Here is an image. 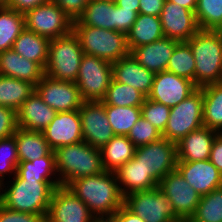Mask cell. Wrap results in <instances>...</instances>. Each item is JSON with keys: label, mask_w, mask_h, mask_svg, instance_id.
Returning <instances> with one entry per match:
<instances>
[{"label": "cell", "mask_w": 222, "mask_h": 222, "mask_svg": "<svg viewBox=\"0 0 222 222\" xmlns=\"http://www.w3.org/2000/svg\"><path fill=\"white\" fill-rule=\"evenodd\" d=\"M67 187L87 205L93 215L113 214L124 204L115 172L104 170L76 179Z\"/></svg>", "instance_id": "cell-1"}, {"label": "cell", "mask_w": 222, "mask_h": 222, "mask_svg": "<svg viewBox=\"0 0 222 222\" xmlns=\"http://www.w3.org/2000/svg\"><path fill=\"white\" fill-rule=\"evenodd\" d=\"M11 180L0 185V203L13 211L47 217L55 187L50 182L21 179L17 174Z\"/></svg>", "instance_id": "cell-2"}, {"label": "cell", "mask_w": 222, "mask_h": 222, "mask_svg": "<svg viewBox=\"0 0 222 222\" xmlns=\"http://www.w3.org/2000/svg\"><path fill=\"white\" fill-rule=\"evenodd\" d=\"M195 59V85L221 83L222 34L219 31L199 30L188 41Z\"/></svg>", "instance_id": "cell-3"}, {"label": "cell", "mask_w": 222, "mask_h": 222, "mask_svg": "<svg viewBox=\"0 0 222 222\" xmlns=\"http://www.w3.org/2000/svg\"><path fill=\"white\" fill-rule=\"evenodd\" d=\"M54 153L61 186L67 187L76 179L104 171L100 149L92 147L85 141L59 147Z\"/></svg>", "instance_id": "cell-4"}, {"label": "cell", "mask_w": 222, "mask_h": 222, "mask_svg": "<svg viewBox=\"0 0 222 222\" xmlns=\"http://www.w3.org/2000/svg\"><path fill=\"white\" fill-rule=\"evenodd\" d=\"M72 31L86 55L113 63L130 54L126 34L122 32L86 25H73Z\"/></svg>", "instance_id": "cell-5"}, {"label": "cell", "mask_w": 222, "mask_h": 222, "mask_svg": "<svg viewBox=\"0 0 222 222\" xmlns=\"http://www.w3.org/2000/svg\"><path fill=\"white\" fill-rule=\"evenodd\" d=\"M83 55L80 41L73 31L51 39L45 75L56 80L75 82Z\"/></svg>", "instance_id": "cell-6"}, {"label": "cell", "mask_w": 222, "mask_h": 222, "mask_svg": "<svg viewBox=\"0 0 222 222\" xmlns=\"http://www.w3.org/2000/svg\"><path fill=\"white\" fill-rule=\"evenodd\" d=\"M204 126L203 91L197 88L186 99L171 107L162 137L177 143L190 132Z\"/></svg>", "instance_id": "cell-7"}, {"label": "cell", "mask_w": 222, "mask_h": 222, "mask_svg": "<svg viewBox=\"0 0 222 222\" xmlns=\"http://www.w3.org/2000/svg\"><path fill=\"white\" fill-rule=\"evenodd\" d=\"M112 79L111 62L96 56L83 55L75 81L83 101H101Z\"/></svg>", "instance_id": "cell-8"}, {"label": "cell", "mask_w": 222, "mask_h": 222, "mask_svg": "<svg viewBox=\"0 0 222 222\" xmlns=\"http://www.w3.org/2000/svg\"><path fill=\"white\" fill-rule=\"evenodd\" d=\"M25 28L48 39L68 35L73 20L53 1L41 4L24 14Z\"/></svg>", "instance_id": "cell-9"}, {"label": "cell", "mask_w": 222, "mask_h": 222, "mask_svg": "<svg viewBox=\"0 0 222 222\" xmlns=\"http://www.w3.org/2000/svg\"><path fill=\"white\" fill-rule=\"evenodd\" d=\"M124 205L145 222H172L179 219L159 187L125 196Z\"/></svg>", "instance_id": "cell-10"}, {"label": "cell", "mask_w": 222, "mask_h": 222, "mask_svg": "<svg viewBox=\"0 0 222 222\" xmlns=\"http://www.w3.org/2000/svg\"><path fill=\"white\" fill-rule=\"evenodd\" d=\"M134 158L159 184L166 174L176 170L177 143L162 137L158 141L136 147Z\"/></svg>", "instance_id": "cell-11"}, {"label": "cell", "mask_w": 222, "mask_h": 222, "mask_svg": "<svg viewBox=\"0 0 222 222\" xmlns=\"http://www.w3.org/2000/svg\"><path fill=\"white\" fill-rule=\"evenodd\" d=\"M158 187L169 199L179 219H191L193 217L201 195L190 186L177 169L166 174Z\"/></svg>", "instance_id": "cell-12"}, {"label": "cell", "mask_w": 222, "mask_h": 222, "mask_svg": "<svg viewBox=\"0 0 222 222\" xmlns=\"http://www.w3.org/2000/svg\"><path fill=\"white\" fill-rule=\"evenodd\" d=\"M83 141L101 149L115 136L102 101H83L79 108Z\"/></svg>", "instance_id": "cell-13"}, {"label": "cell", "mask_w": 222, "mask_h": 222, "mask_svg": "<svg viewBox=\"0 0 222 222\" xmlns=\"http://www.w3.org/2000/svg\"><path fill=\"white\" fill-rule=\"evenodd\" d=\"M35 91L56 112L79 110L83 100L75 82L56 80L44 75Z\"/></svg>", "instance_id": "cell-14"}, {"label": "cell", "mask_w": 222, "mask_h": 222, "mask_svg": "<svg viewBox=\"0 0 222 222\" xmlns=\"http://www.w3.org/2000/svg\"><path fill=\"white\" fill-rule=\"evenodd\" d=\"M93 214L68 187L55 188L46 222H90Z\"/></svg>", "instance_id": "cell-15"}, {"label": "cell", "mask_w": 222, "mask_h": 222, "mask_svg": "<svg viewBox=\"0 0 222 222\" xmlns=\"http://www.w3.org/2000/svg\"><path fill=\"white\" fill-rule=\"evenodd\" d=\"M160 20L164 36L179 42L188 41L200 30L195 12L168 0L164 2Z\"/></svg>", "instance_id": "cell-16"}, {"label": "cell", "mask_w": 222, "mask_h": 222, "mask_svg": "<svg viewBox=\"0 0 222 222\" xmlns=\"http://www.w3.org/2000/svg\"><path fill=\"white\" fill-rule=\"evenodd\" d=\"M198 87L193 81L168 71L156 73L148 99L173 107L186 99Z\"/></svg>", "instance_id": "cell-17"}, {"label": "cell", "mask_w": 222, "mask_h": 222, "mask_svg": "<svg viewBox=\"0 0 222 222\" xmlns=\"http://www.w3.org/2000/svg\"><path fill=\"white\" fill-rule=\"evenodd\" d=\"M52 151L83 141L79 110L57 112L52 122L42 131Z\"/></svg>", "instance_id": "cell-18"}, {"label": "cell", "mask_w": 222, "mask_h": 222, "mask_svg": "<svg viewBox=\"0 0 222 222\" xmlns=\"http://www.w3.org/2000/svg\"><path fill=\"white\" fill-rule=\"evenodd\" d=\"M176 169L201 196L222 187V174L208 160L177 161Z\"/></svg>", "instance_id": "cell-19"}, {"label": "cell", "mask_w": 222, "mask_h": 222, "mask_svg": "<svg viewBox=\"0 0 222 222\" xmlns=\"http://www.w3.org/2000/svg\"><path fill=\"white\" fill-rule=\"evenodd\" d=\"M154 73L144 68L130 53L112 63L114 81L130 85L147 97L152 89Z\"/></svg>", "instance_id": "cell-20"}, {"label": "cell", "mask_w": 222, "mask_h": 222, "mask_svg": "<svg viewBox=\"0 0 222 222\" xmlns=\"http://www.w3.org/2000/svg\"><path fill=\"white\" fill-rule=\"evenodd\" d=\"M56 115L57 112L34 91L17 111L18 127L28 131L42 132Z\"/></svg>", "instance_id": "cell-21"}, {"label": "cell", "mask_w": 222, "mask_h": 222, "mask_svg": "<svg viewBox=\"0 0 222 222\" xmlns=\"http://www.w3.org/2000/svg\"><path fill=\"white\" fill-rule=\"evenodd\" d=\"M179 41L163 37L153 43L134 48L130 53L154 74L166 71L170 57Z\"/></svg>", "instance_id": "cell-22"}, {"label": "cell", "mask_w": 222, "mask_h": 222, "mask_svg": "<svg viewBox=\"0 0 222 222\" xmlns=\"http://www.w3.org/2000/svg\"><path fill=\"white\" fill-rule=\"evenodd\" d=\"M219 132L202 126L177 142V161H200L210 158L211 146Z\"/></svg>", "instance_id": "cell-23"}, {"label": "cell", "mask_w": 222, "mask_h": 222, "mask_svg": "<svg viewBox=\"0 0 222 222\" xmlns=\"http://www.w3.org/2000/svg\"><path fill=\"white\" fill-rule=\"evenodd\" d=\"M0 75L38 84L45 75L36 62L26 59L13 49L0 52Z\"/></svg>", "instance_id": "cell-24"}, {"label": "cell", "mask_w": 222, "mask_h": 222, "mask_svg": "<svg viewBox=\"0 0 222 222\" xmlns=\"http://www.w3.org/2000/svg\"><path fill=\"white\" fill-rule=\"evenodd\" d=\"M115 174L123 197L134 192L151 190L159 185L134 157L116 170Z\"/></svg>", "instance_id": "cell-25"}, {"label": "cell", "mask_w": 222, "mask_h": 222, "mask_svg": "<svg viewBox=\"0 0 222 222\" xmlns=\"http://www.w3.org/2000/svg\"><path fill=\"white\" fill-rule=\"evenodd\" d=\"M16 174L21 179L50 182L55 188L61 186L56 170L55 153L52 150L46 156L33 161H19Z\"/></svg>", "instance_id": "cell-26"}, {"label": "cell", "mask_w": 222, "mask_h": 222, "mask_svg": "<svg viewBox=\"0 0 222 222\" xmlns=\"http://www.w3.org/2000/svg\"><path fill=\"white\" fill-rule=\"evenodd\" d=\"M73 25H86L117 31V5L115 2L89 1Z\"/></svg>", "instance_id": "cell-27"}, {"label": "cell", "mask_w": 222, "mask_h": 222, "mask_svg": "<svg viewBox=\"0 0 222 222\" xmlns=\"http://www.w3.org/2000/svg\"><path fill=\"white\" fill-rule=\"evenodd\" d=\"M126 37L130 52L136 47L150 44L163 38L160 17L139 13Z\"/></svg>", "instance_id": "cell-28"}, {"label": "cell", "mask_w": 222, "mask_h": 222, "mask_svg": "<svg viewBox=\"0 0 222 222\" xmlns=\"http://www.w3.org/2000/svg\"><path fill=\"white\" fill-rule=\"evenodd\" d=\"M100 151L104 170L115 172L134 157L136 146L127 136L115 135Z\"/></svg>", "instance_id": "cell-29"}, {"label": "cell", "mask_w": 222, "mask_h": 222, "mask_svg": "<svg viewBox=\"0 0 222 222\" xmlns=\"http://www.w3.org/2000/svg\"><path fill=\"white\" fill-rule=\"evenodd\" d=\"M49 43L50 39L25 28L14 41L12 49L45 69L48 60Z\"/></svg>", "instance_id": "cell-30"}, {"label": "cell", "mask_w": 222, "mask_h": 222, "mask_svg": "<svg viewBox=\"0 0 222 222\" xmlns=\"http://www.w3.org/2000/svg\"><path fill=\"white\" fill-rule=\"evenodd\" d=\"M14 136L19 161H33L46 156L51 151L42 132L18 128Z\"/></svg>", "instance_id": "cell-31"}, {"label": "cell", "mask_w": 222, "mask_h": 222, "mask_svg": "<svg viewBox=\"0 0 222 222\" xmlns=\"http://www.w3.org/2000/svg\"><path fill=\"white\" fill-rule=\"evenodd\" d=\"M203 91V124L222 132V82L200 87Z\"/></svg>", "instance_id": "cell-32"}, {"label": "cell", "mask_w": 222, "mask_h": 222, "mask_svg": "<svg viewBox=\"0 0 222 222\" xmlns=\"http://www.w3.org/2000/svg\"><path fill=\"white\" fill-rule=\"evenodd\" d=\"M34 91L35 85L28 81L0 75V106L18 111Z\"/></svg>", "instance_id": "cell-33"}, {"label": "cell", "mask_w": 222, "mask_h": 222, "mask_svg": "<svg viewBox=\"0 0 222 222\" xmlns=\"http://www.w3.org/2000/svg\"><path fill=\"white\" fill-rule=\"evenodd\" d=\"M24 29L23 13L8 7H0V52L12 49L14 41Z\"/></svg>", "instance_id": "cell-34"}, {"label": "cell", "mask_w": 222, "mask_h": 222, "mask_svg": "<svg viewBox=\"0 0 222 222\" xmlns=\"http://www.w3.org/2000/svg\"><path fill=\"white\" fill-rule=\"evenodd\" d=\"M145 96L130 85L122 84L113 79L101 100L104 105L141 107Z\"/></svg>", "instance_id": "cell-35"}, {"label": "cell", "mask_w": 222, "mask_h": 222, "mask_svg": "<svg viewBox=\"0 0 222 222\" xmlns=\"http://www.w3.org/2000/svg\"><path fill=\"white\" fill-rule=\"evenodd\" d=\"M109 124L115 135L127 136L141 117V107L105 105Z\"/></svg>", "instance_id": "cell-36"}, {"label": "cell", "mask_w": 222, "mask_h": 222, "mask_svg": "<svg viewBox=\"0 0 222 222\" xmlns=\"http://www.w3.org/2000/svg\"><path fill=\"white\" fill-rule=\"evenodd\" d=\"M166 71L190 79L195 84V59L187 42H179L176 45Z\"/></svg>", "instance_id": "cell-37"}, {"label": "cell", "mask_w": 222, "mask_h": 222, "mask_svg": "<svg viewBox=\"0 0 222 222\" xmlns=\"http://www.w3.org/2000/svg\"><path fill=\"white\" fill-rule=\"evenodd\" d=\"M192 222H222V187L201 196Z\"/></svg>", "instance_id": "cell-38"}, {"label": "cell", "mask_w": 222, "mask_h": 222, "mask_svg": "<svg viewBox=\"0 0 222 222\" xmlns=\"http://www.w3.org/2000/svg\"><path fill=\"white\" fill-rule=\"evenodd\" d=\"M195 16L200 30L218 31L222 27V0H197Z\"/></svg>", "instance_id": "cell-39"}, {"label": "cell", "mask_w": 222, "mask_h": 222, "mask_svg": "<svg viewBox=\"0 0 222 222\" xmlns=\"http://www.w3.org/2000/svg\"><path fill=\"white\" fill-rule=\"evenodd\" d=\"M18 164L19 158L15 136L11 135L0 139V185L6 180V175L13 177L16 174Z\"/></svg>", "instance_id": "cell-40"}, {"label": "cell", "mask_w": 222, "mask_h": 222, "mask_svg": "<svg viewBox=\"0 0 222 222\" xmlns=\"http://www.w3.org/2000/svg\"><path fill=\"white\" fill-rule=\"evenodd\" d=\"M171 107L162 103L150 100L147 97L141 106V116L148 120L153 126H155L161 133L167 125Z\"/></svg>", "instance_id": "cell-41"}, {"label": "cell", "mask_w": 222, "mask_h": 222, "mask_svg": "<svg viewBox=\"0 0 222 222\" xmlns=\"http://www.w3.org/2000/svg\"><path fill=\"white\" fill-rule=\"evenodd\" d=\"M127 137L136 147H139L160 140L162 133L141 116L131 128Z\"/></svg>", "instance_id": "cell-42"}, {"label": "cell", "mask_w": 222, "mask_h": 222, "mask_svg": "<svg viewBox=\"0 0 222 222\" xmlns=\"http://www.w3.org/2000/svg\"><path fill=\"white\" fill-rule=\"evenodd\" d=\"M18 128L17 111L0 106V139L14 135Z\"/></svg>", "instance_id": "cell-43"}, {"label": "cell", "mask_w": 222, "mask_h": 222, "mask_svg": "<svg viewBox=\"0 0 222 222\" xmlns=\"http://www.w3.org/2000/svg\"><path fill=\"white\" fill-rule=\"evenodd\" d=\"M0 222H46V217L13 211L0 203Z\"/></svg>", "instance_id": "cell-44"}, {"label": "cell", "mask_w": 222, "mask_h": 222, "mask_svg": "<svg viewBox=\"0 0 222 222\" xmlns=\"http://www.w3.org/2000/svg\"><path fill=\"white\" fill-rule=\"evenodd\" d=\"M73 21L84 12L89 0H53Z\"/></svg>", "instance_id": "cell-45"}, {"label": "cell", "mask_w": 222, "mask_h": 222, "mask_svg": "<svg viewBox=\"0 0 222 222\" xmlns=\"http://www.w3.org/2000/svg\"><path fill=\"white\" fill-rule=\"evenodd\" d=\"M138 14L133 10L117 6V31L127 34L137 19Z\"/></svg>", "instance_id": "cell-46"}, {"label": "cell", "mask_w": 222, "mask_h": 222, "mask_svg": "<svg viewBox=\"0 0 222 222\" xmlns=\"http://www.w3.org/2000/svg\"><path fill=\"white\" fill-rule=\"evenodd\" d=\"M209 161L222 174V132L218 133L213 140Z\"/></svg>", "instance_id": "cell-47"}, {"label": "cell", "mask_w": 222, "mask_h": 222, "mask_svg": "<svg viewBox=\"0 0 222 222\" xmlns=\"http://www.w3.org/2000/svg\"><path fill=\"white\" fill-rule=\"evenodd\" d=\"M165 0H139V13L160 17Z\"/></svg>", "instance_id": "cell-48"}, {"label": "cell", "mask_w": 222, "mask_h": 222, "mask_svg": "<svg viewBox=\"0 0 222 222\" xmlns=\"http://www.w3.org/2000/svg\"><path fill=\"white\" fill-rule=\"evenodd\" d=\"M51 0H7L6 7L25 14L27 11Z\"/></svg>", "instance_id": "cell-49"}, {"label": "cell", "mask_w": 222, "mask_h": 222, "mask_svg": "<svg viewBox=\"0 0 222 222\" xmlns=\"http://www.w3.org/2000/svg\"><path fill=\"white\" fill-rule=\"evenodd\" d=\"M116 222H145L138 215L131 212L124 204L116 211Z\"/></svg>", "instance_id": "cell-50"}, {"label": "cell", "mask_w": 222, "mask_h": 222, "mask_svg": "<svg viewBox=\"0 0 222 222\" xmlns=\"http://www.w3.org/2000/svg\"><path fill=\"white\" fill-rule=\"evenodd\" d=\"M115 5L139 14V0H115Z\"/></svg>", "instance_id": "cell-51"}, {"label": "cell", "mask_w": 222, "mask_h": 222, "mask_svg": "<svg viewBox=\"0 0 222 222\" xmlns=\"http://www.w3.org/2000/svg\"><path fill=\"white\" fill-rule=\"evenodd\" d=\"M90 222H116V212L113 214L93 215Z\"/></svg>", "instance_id": "cell-52"}, {"label": "cell", "mask_w": 222, "mask_h": 222, "mask_svg": "<svg viewBox=\"0 0 222 222\" xmlns=\"http://www.w3.org/2000/svg\"><path fill=\"white\" fill-rule=\"evenodd\" d=\"M170 2L177 3L193 12H195L197 7V0H168Z\"/></svg>", "instance_id": "cell-53"}, {"label": "cell", "mask_w": 222, "mask_h": 222, "mask_svg": "<svg viewBox=\"0 0 222 222\" xmlns=\"http://www.w3.org/2000/svg\"><path fill=\"white\" fill-rule=\"evenodd\" d=\"M172 222H192L190 219H178L176 221H172Z\"/></svg>", "instance_id": "cell-54"}, {"label": "cell", "mask_w": 222, "mask_h": 222, "mask_svg": "<svg viewBox=\"0 0 222 222\" xmlns=\"http://www.w3.org/2000/svg\"><path fill=\"white\" fill-rule=\"evenodd\" d=\"M7 0H0V7H6Z\"/></svg>", "instance_id": "cell-55"}, {"label": "cell", "mask_w": 222, "mask_h": 222, "mask_svg": "<svg viewBox=\"0 0 222 222\" xmlns=\"http://www.w3.org/2000/svg\"><path fill=\"white\" fill-rule=\"evenodd\" d=\"M91 2L103 1V2H115V0H89Z\"/></svg>", "instance_id": "cell-56"}, {"label": "cell", "mask_w": 222, "mask_h": 222, "mask_svg": "<svg viewBox=\"0 0 222 222\" xmlns=\"http://www.w3.org/2000/svg\"><path fill=\"white\" fill-rule=\"evenodd\" d=\"M218 31L222 34V27Z\"/></svg>", "instance_id": "cell-57"}]
</instances>
